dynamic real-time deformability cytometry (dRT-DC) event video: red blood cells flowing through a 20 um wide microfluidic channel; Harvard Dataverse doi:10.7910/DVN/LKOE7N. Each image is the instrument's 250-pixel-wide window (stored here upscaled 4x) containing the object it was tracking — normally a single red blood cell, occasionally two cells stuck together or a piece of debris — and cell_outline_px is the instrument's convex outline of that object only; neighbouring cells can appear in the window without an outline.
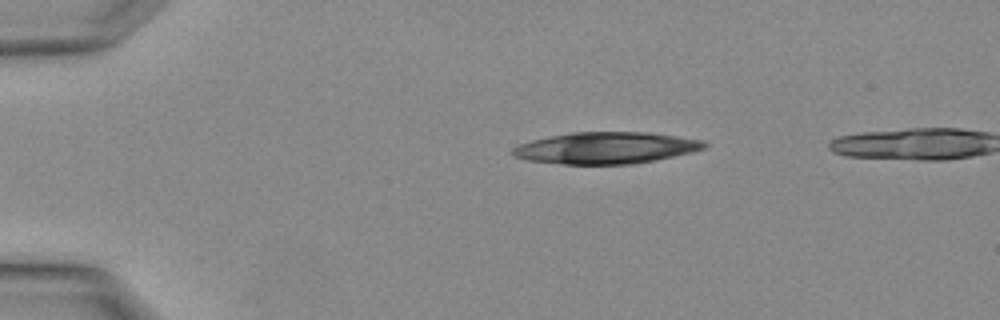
{"species": "Egyptian fruit bat (a non-hibernating species)", "species_latin": "Rousettus aegyptiacus", "temperature_condition": "warm", "stored_images_in_passage": 2, "camera_frame_rate_fps": 3000, "um_per_image_px": 0.085, "animal": {"sex": "female"}, "frame": {"image": 1, "passage_image": 1, "time_ms": 0.0, "image_size_px": [1000, 320], "cell_outline_px": [[708, 144], [704, 148], [656, 160], [632, 164], [564, 164], [528, 160], [516, 156], [512, 152], [512, 148], [520, 144], [532, 140], [548, 136], [572, 132], [648, 132], [704, 140]], "centroid_in_image_um": [51.5, 12.56], "position_along_channel_um": 33.5, "area_um2": 35.03}}